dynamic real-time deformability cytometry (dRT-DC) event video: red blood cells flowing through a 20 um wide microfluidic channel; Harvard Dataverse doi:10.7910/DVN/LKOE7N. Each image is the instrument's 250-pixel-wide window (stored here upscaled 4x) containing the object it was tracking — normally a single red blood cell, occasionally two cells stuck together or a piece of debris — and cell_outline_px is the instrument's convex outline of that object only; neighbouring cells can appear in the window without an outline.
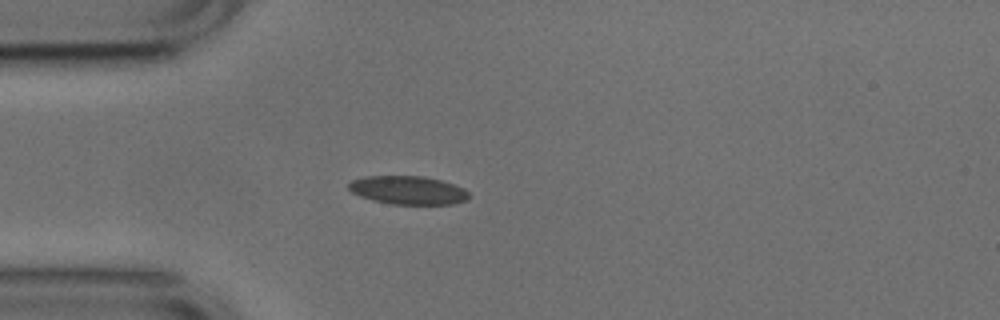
{"species": "common noctule bat (a hibernating species)", "species_latin": "Nyctalus noctula", "temperature_condition": "cold", "stored_images_in_passage": 29, "camera_frame_rate_fps": 3000, "um_per_image_px": 0.085, "animal": {"sex": "male", "body_mass_g": 17.9, "forearm_length_mm": 54.2}, "frame": {"image": 1, "passage_image": 13, "time_ms": 4.0, "image_size_px": [1000, 320], "cell_outline_px": [[468, 200], [452, 204], [392, 204], [372, 200], [360, 196], [352, 192], [348, 188], [348, 184], [352, 180], [364, 176], [424, 176], [440, 180], [464, 188], [468, 192]], "centroid_in_image_um": [34.67, 16.16], "position_along_channel_um": 50.3, "area_um2": 19.88}}